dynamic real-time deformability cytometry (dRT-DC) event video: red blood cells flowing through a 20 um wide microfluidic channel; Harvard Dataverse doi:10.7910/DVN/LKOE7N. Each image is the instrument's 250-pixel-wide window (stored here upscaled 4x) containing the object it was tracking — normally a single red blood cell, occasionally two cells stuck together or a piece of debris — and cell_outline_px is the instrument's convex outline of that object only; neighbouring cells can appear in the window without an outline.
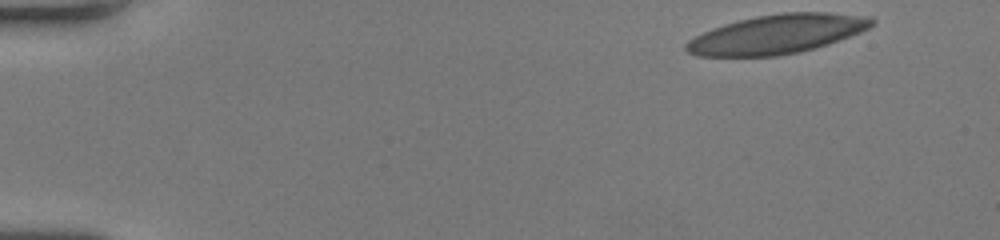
{"species": "human", "species_latin": "Homo sapiens", "temperature_condition": "room temperature", "stored_images_in_passage": 50, "camera_frame_rate_fps": 3000, "um_per_image_px": 0.085, "donor": {"sex": "female"}, "frame": {"image": 1, "passage_image": 1, "time_ms": 0.0, "image_size_px": [1000, 240], "cell_outline_px": [[876, 24], [860, 32], [828, 44], [800, 52], [776, 56], [696, 56], [688, 52], [684, 48], [684, 44], [688, 40], [712, 28], [740, 20], [756, 16], [784, 12], [828, 12], [872, 16], [876, 20]], "centroid_in_image_um": [66.09, 2.9], "position_along_channel_um": 18.9, "area_um2": 42.37}}
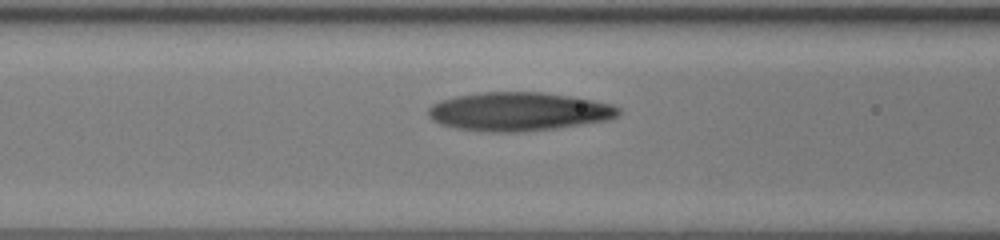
{"frame": {"image": 2, "passage_image": 20, "time_ms": 6.333, "image_size_px": [1000, 240], "cell_outline_px": [[620, 112], [616, 116], [608, 120], [556, 128], [520, 132], [488, 132], [456, 128], [440, 124], [432, 120], [428, 116], [428, 108], [432, 104], [440, 100], [456, 96], [484, 92], [540, 92], [568, 96], [592, 100], [612, 104], [620, 108]], "centroid_in_image_um": [44.05, 9.49], "position_along_channel_um": 122.5, "area_um2": 42.71}}
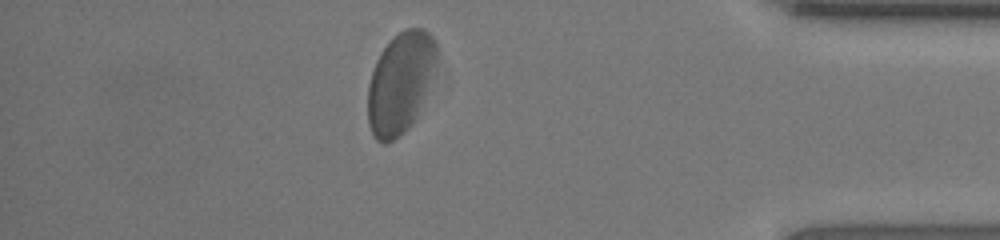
{"frame": {"image": 3, "passage_image": 44, "time_ms": 14.333, "image_size_px": [1000, 240], "cell_outline_px": [[436, 64], [432, 76], [416, 120], [404, 132], [392, 140], [384, 144], [376, 140], [372, 136], [368, 124], [368, 84], [376, 60], [384, 48], [404, 28], [424, 28], [436, 40]], "centroid_in_image_um": [34.02, 7.06], "position_along_channel_um": 401.2, "area_um2": 40.46}, "authors_computed_cell_mechanics": {"area_um2": 42.5119, "velocity_mm_per_s": 3.8364, "shape_relaxation_time_tau1_ms": 3.001, "shape_relaxation_time_tau2_ms": 1.4682, "deformation_change_tau1": 0.1329, "deformation_change_tau2": 0.1055}}